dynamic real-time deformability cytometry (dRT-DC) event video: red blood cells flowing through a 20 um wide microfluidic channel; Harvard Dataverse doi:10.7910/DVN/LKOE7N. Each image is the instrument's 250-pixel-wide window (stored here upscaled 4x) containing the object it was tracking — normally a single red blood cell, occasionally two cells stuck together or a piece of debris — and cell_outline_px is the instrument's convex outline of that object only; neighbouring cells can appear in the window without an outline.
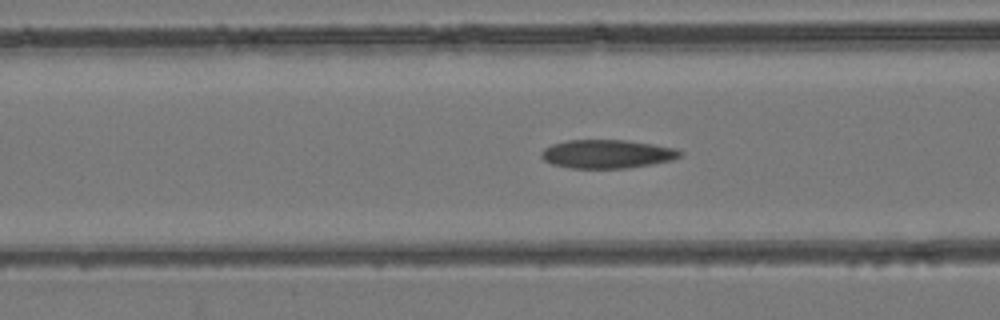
{"species": "common noctule bat (a hibernating species)", "species_latin": "Nyctalus noctula", "temperature_condition": "room temperature", "stored_images_in_passage": 36, "camera_frame_rate_fps": 3000, "um_per_image_px": 0.085, "animal": {"sex": "female", "body_mass_g": 24.6, "forearm_length_mm": 56.2}, "frame": {"image": 1, "passage_image": 13, "time_ms": 4.0, "image_size_px": [1000, 320], "cell_outline_px": [[684, 156], [672, 160], [652, 164], [628, 168], [568, 168], [552, 164], [544, 160], [540, 156], [540, 152], [544, 148], [552, 144], [568, 140], [624, 140], [652, 144], [676, 148], [684, 152]], "centroid_in_image_um": [51.62, 13.09], "position_along_channel_um": 115.0, "area_um2": 23.29}}
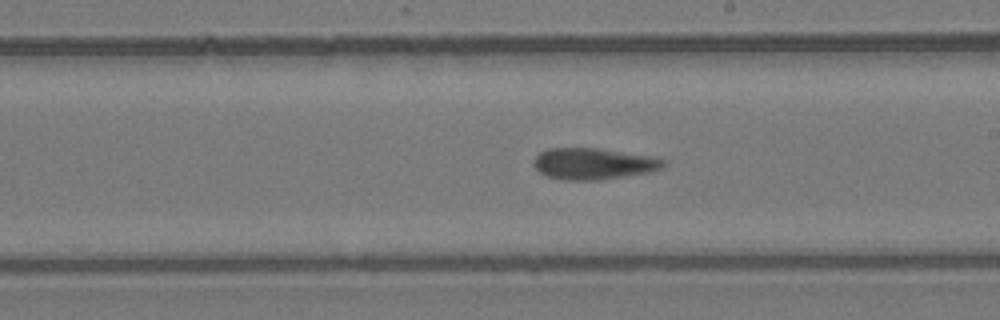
{"frame": {"image": 2, "passage_image": 22, "time_ms": 7.0, "image_size_px": [1000, 320], "cell_outline_px": [[664, 164], [660, 168], [652, 172], [600, 180], [564, 180], [548, 176], [540, 172], [532, 164], [532, 160], [540, 152], [548, 148], [600, 148], [656, 156], [664, 160]], "centroid_in_image_um": [50.45, 13.91], "position_along_channel_um": 238.5, "area_um2": 23.99}}
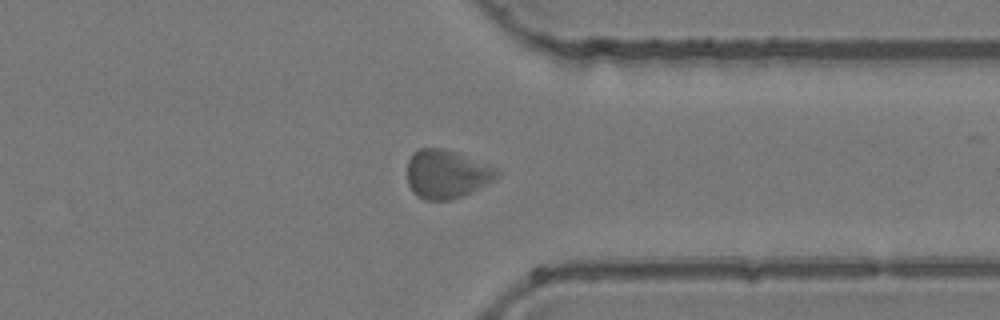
{"frame": {"image": 3, "passage_image": 32, "time_ms": 10.333, "image_size_px": [1000, 320], "cell_outline_px": [[500, 176], [472, 192], [464, 196], [452, 200], [424, 200], [416, 196], [412, 192], [408, 184], [408, 160], [412, 152], [420, 148], [444, 148], [500, 168]], "centroid_in_image_um": [37.97, 14.8], "position_along_channel_um": 373.4, "area_um2": 25.78}}